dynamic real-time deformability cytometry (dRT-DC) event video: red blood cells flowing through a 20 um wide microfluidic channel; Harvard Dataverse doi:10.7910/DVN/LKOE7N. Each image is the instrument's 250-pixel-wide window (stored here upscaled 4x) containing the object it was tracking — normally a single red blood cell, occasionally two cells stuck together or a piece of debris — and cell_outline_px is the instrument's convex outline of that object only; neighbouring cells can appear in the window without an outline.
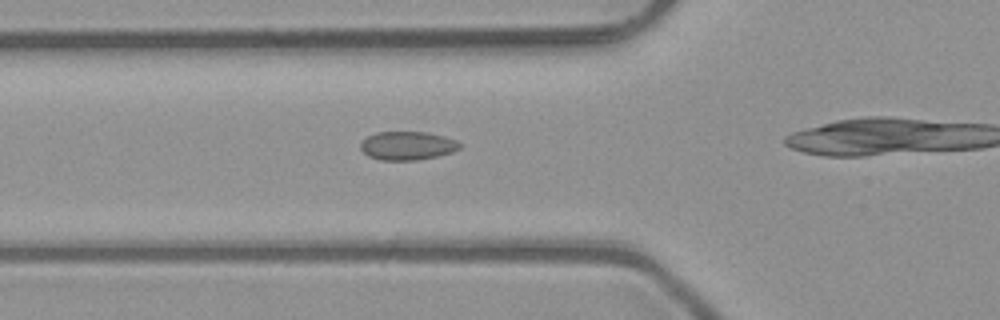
{"species": "common noctule bat (a hibernating species)", "species_latin": "Nyctalus noctula", "temperature_condition": "room temperature", "stored_images_in_passage": 5, "camera_frame_rate_fps": 3000, "um_per_image_px": 0.085, "animal": {"sex": "male", "body_mass_g": 23.1, "forearm_length_mm": 52.7}, "frame": {"image": 1, "passage_image": 4, "time_ms": 1.0, "image_size_px": [1000, 320], "cell_outline_px": [[464, 144], [460, 148], [452, 152], [436, 156], [416, 160], [380, 160], [368, 156], [360, 148], [360, 144], [368, 136], [376, 132], [424, 132], [444, 136], [456, 140]], "centroid_in_image_um": [34.65, 12.38], "position_along_channel_um": 91.2, "area_um2": 16.47}}